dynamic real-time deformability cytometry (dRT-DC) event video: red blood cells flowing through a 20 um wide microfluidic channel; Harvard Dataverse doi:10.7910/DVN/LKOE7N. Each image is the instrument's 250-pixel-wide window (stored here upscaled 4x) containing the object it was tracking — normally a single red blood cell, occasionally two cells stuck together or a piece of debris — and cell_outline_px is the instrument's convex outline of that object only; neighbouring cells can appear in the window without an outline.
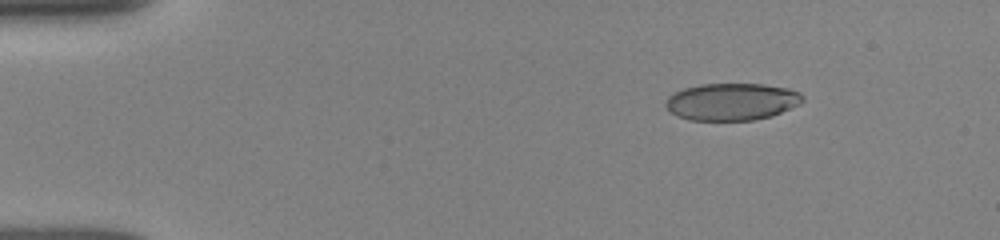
{"species": "human", "species_latin": "Homo sapiens", "temperature_condition": "room temperature", "stored_images_in_passage": 45, "camera_frame_rate_fps": 3000, "um_per_image_px": 0.085, "donor": {"sex": "female"}, "frame": {"image": 1, "passage_image": 1, "time_ms": 0.0, "image_size_px": [1000, 240], "cell_outline_px": [[804, 100], [800, 104], [772, 116], [752, 120], [688, 120], [676, 116], [664, 104], [668, 96], [684, 88], [700, 84], [764, 84], [788, 88], [800, 92], [804, 96]], "centroid_in_image_um": [62.22, 8.64], "position_along_channel_um": 22.8, "area_um2": 29.77}}
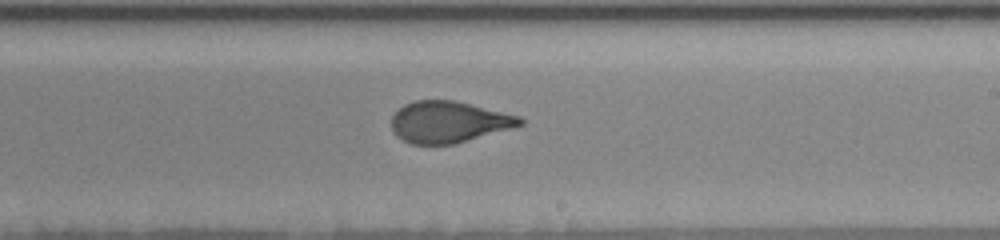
{"frame": {"image": 2, "passage_image": 25, "time_ms": 8.0, "image_size_px": [1000, 240], "cell_outline_px": [[524, 124], [516, 128], [452, 144], [412, 144], [396, 136], [392, 132], [392, 116], [404, 104], [416, 100], [456, 100], [520, 116], [524, 120]], "centroid_in_image_um": [38.17, 10.36], "position_along_channel_um": 250.8, "area_um2": 31.21}}
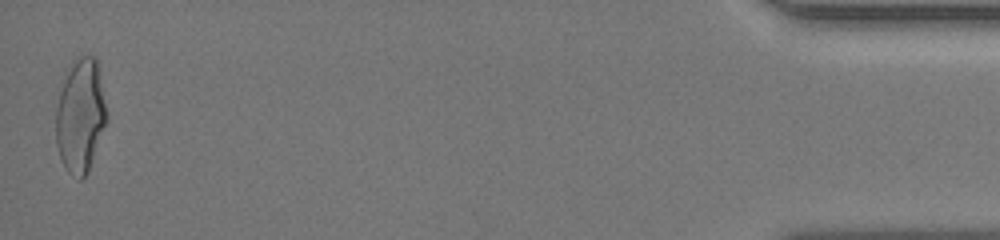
{"frame": {"image": 3, "passage_image": 45, "time_ms": 14.667, "image_size_px": [1000, 240], "cell_outline_px": [[108, 116], [88, 172], [80, 180], [68, 172], [60, 160], [56, 144], [56, 108], [64, 68], [76, 56], [92, 56], [96, 60]], "centroid_in_image_um": [6.79, 9.79], "position_along_channel_um": 428.4, "area_um2": 33.99}, "authors_computed_cell_mechanics": {"area_um2": 31.6744, "velocity_mm_per_s": 3.9156, "shape_relaxation_time_tau1_ms": 5.8154, "shape_relaxation_time_tau2_ms": 0.7055, "deformation_change_tau1": 0.1892, "deformation_change_tau2": 0.0668}}